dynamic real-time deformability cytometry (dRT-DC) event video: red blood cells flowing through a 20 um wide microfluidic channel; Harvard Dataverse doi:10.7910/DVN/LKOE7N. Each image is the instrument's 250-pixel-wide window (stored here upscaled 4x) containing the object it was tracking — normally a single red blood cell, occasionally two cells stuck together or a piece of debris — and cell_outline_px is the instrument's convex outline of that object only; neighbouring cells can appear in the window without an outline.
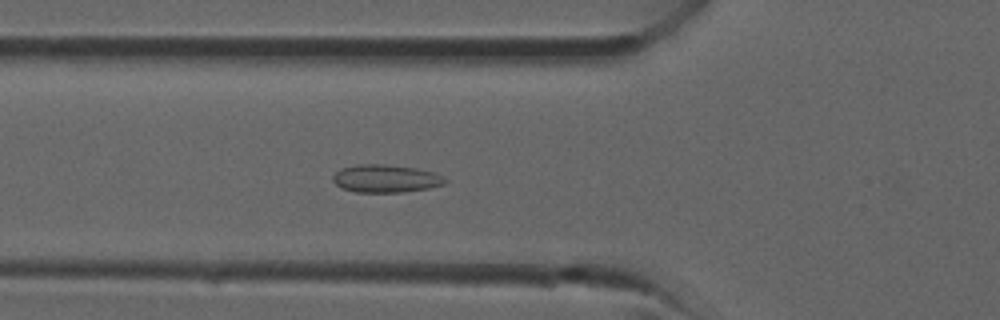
{"species": "common noctule bat (a hibernating species)", "species_latin": "Nyctalus noctula", "temperature_condition": "room temperature", "stored_images_in_passage": 36, "camera_frame_rate_fps": 3000, "um_per_image_px": 0.085, "animal": {"sex": "male", "forearm_length_mm": 52.5}, "frame": {"image": 1, "passage_image": 13, "time_ms": 4.0, "image_size_px": [1000, 320], "cell_outline_px": [[448, 180], [444, 184], [428, 188], [400, 192], [356, 192], [340, 188], [332, 180], [332, 176], [340, 168], [356, 164], [384, 164], [416, 168], [432, 172]], "centroid_in_image_um": [32.72, 15.17], "position_along_channel_um": 93.1, "area_um2": 18.15}}
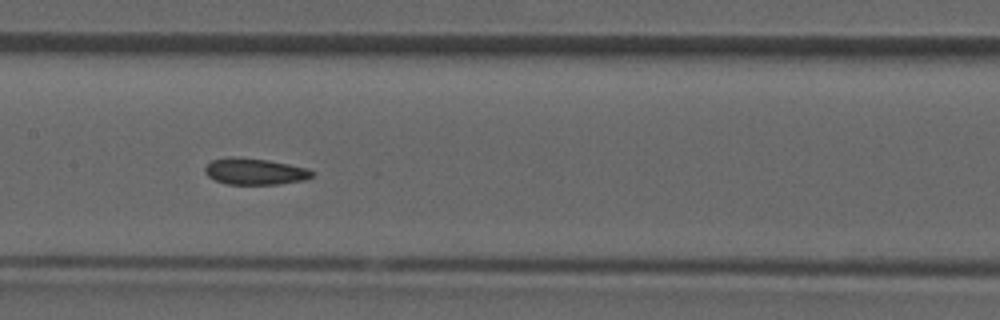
{"frame": {"image": 2, "passage_image": 18, "time_ms": 5.667, "image_size_px": [1000, 320], "cell_outline_px": [[316, 172], [312, 176], [304, 180], [280, 184], [228, 184], [216, 180], [208, 176], [204, 172], [204, 168], [212, 160], [228, 156], [236, 156], [268, 160], [308, 168]], "centroid_in_image_um": [21.67, 14.56], "position_along_channel_um": 185.7, "area_um2": 16.59}}
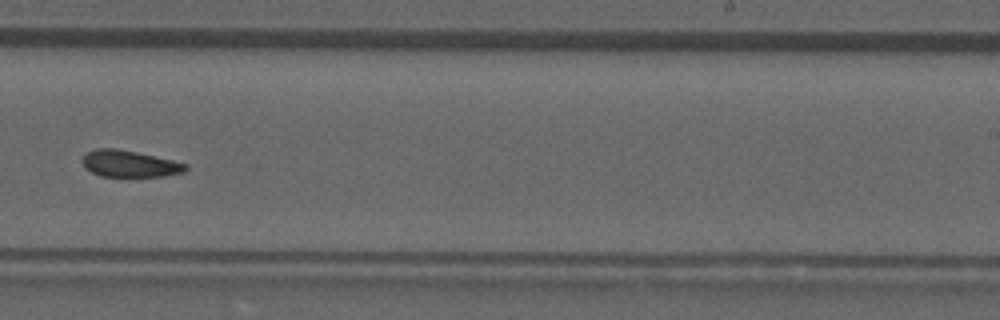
{"frame": {"image": 3, "passage_image": 23, "time_ms": 7.333, "image_size_px": [1000, 320], "cell_outline_px": [[188, 168], [184, 172], [164, 176], [100, 176], [84, 168], [84, 156], [88, 152], [96, 148], [116, 148], [136, 152], [172, 160], [188, 164]], "centroid_in_image_um": [11.03, 13.92], "position_along_channel_um": 278.0, "area_um2": 15.84}}